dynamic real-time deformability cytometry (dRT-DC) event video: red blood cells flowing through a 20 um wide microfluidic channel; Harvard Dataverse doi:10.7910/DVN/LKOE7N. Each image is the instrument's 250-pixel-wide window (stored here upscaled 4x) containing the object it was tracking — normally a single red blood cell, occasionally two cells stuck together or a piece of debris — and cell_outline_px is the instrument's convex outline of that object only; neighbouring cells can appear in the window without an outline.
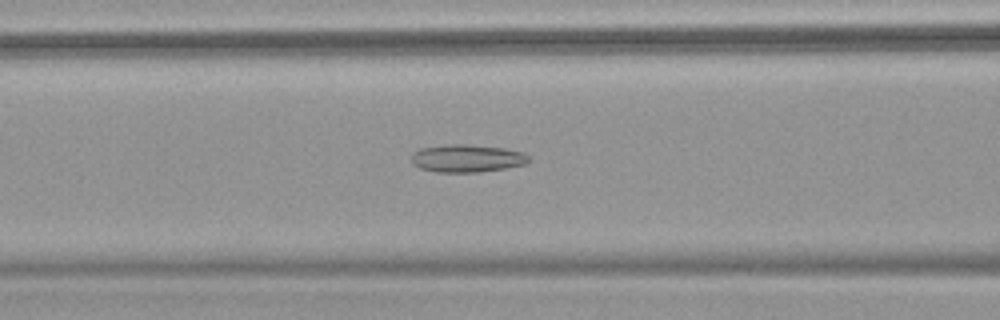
{"species": "common noctule bat (a hibernating species)", "species_latin": "Nyctalus noctula", "temperature_condition": "warm", "stored_images_in_passage": 53, "camera_frame_rate_fps": 3000, "um_per_image_px": 0.085, "animal": {"sex": "female", "body_mass_g": 18.4}, "frame": {"image": 1, "passage_image": 23, "time_ms": 7.333, "image_size_px": [1000, 320], "cell_outline_px": [[532, 160], [524, 164], [504, 168], [476, 172], [436, 172], [420, 168], [412, 164], [412, 152], [420, 148], [448, 144], [468, 144], [504, 148], [524, 152]], "centroid_in_image_um": [39.68, 13.45], "position_along_channel_um": 126.9, "area_um2": 19.02}}
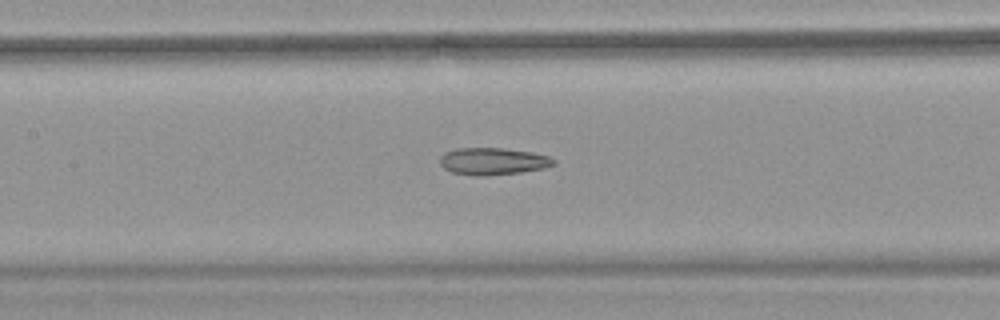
{"frame": {"image": 2, "passage_image": 26, "time_ms": 8.333, "image_size_px": [1000, 320], "cell_outline_px": [[556, 164], [544, 168], [520, 172], [484, 176], [476, 176], [452, 172], [444, 168], [440, 164], [440, 156], [444, 152], [456, 148], [504, 148], [532, 152], [548, 156], [556, 160]], "centroid_in_image_um": [41.89, 13.7], "position_along_channel_um": 165.5, "area_um2": 18.03}}
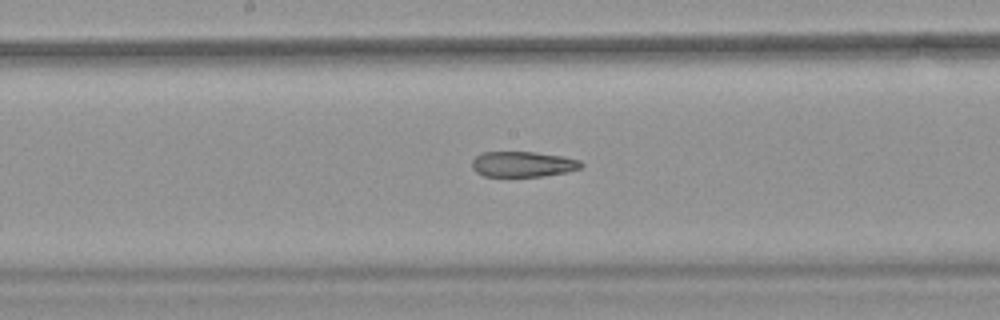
{"frame": {"image": 3, "passage_image": 29, "time_ms": 9.333, "image_size_px": [1000, 320], "cell_outline_px": [[584, 164], [580, 168], [568, 172], [544, 176], [484, 176], [476, 172], [472, 168], [472, 160], [480, 152], [536, 152], [560, 156], [580, 160]], "centroid_in_image_um": [44.44, 13.95], "position_along_channel_um": 203.8, "area_um2": 16.24}, "authors_computed_cell_mechanics": {"area_um2": 20.9236, "velocity_mm_per_s": 3.8614, "shape_relaxation_time_tau1_ms": null, "shape_relaxation_time_tau2_ms": 4.8801, "deformation_change_tau1": null, "deformation_change_tau2": 0.1637}}